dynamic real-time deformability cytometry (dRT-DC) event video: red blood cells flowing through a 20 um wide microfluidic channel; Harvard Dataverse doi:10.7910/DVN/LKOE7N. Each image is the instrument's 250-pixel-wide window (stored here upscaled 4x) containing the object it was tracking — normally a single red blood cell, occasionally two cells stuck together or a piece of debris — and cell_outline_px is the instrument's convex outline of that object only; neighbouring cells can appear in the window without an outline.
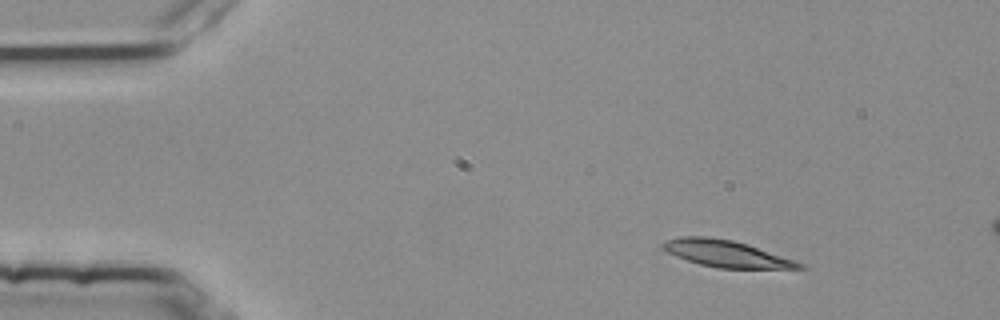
{"species": "common noctule bat (a hibernating species)", "species_latin": "Nyctalus noctula", "temperature_condition": "room temperature", "stored_images_in_passage": 4, "camera_frame_rate_fps": 3000, "um_per_image_px": 0.085, "animal": {"sex": "female", "body_mass_g": 25.1}, "frame": {"image": 1, "passage_image": 2, "time_ms": 0.333, "image_size_px": [1000, 320], "cell_outline_px": [[808, 268], [720, 268], [700, 264], [676, 256], [660, 248], [660, 244], [664, 240], [680, 236], [708, 236], [732, 240], [748, 244], [804, 264]], "centroid_in_image_um": [61.66, 21.54], "position_along_channel_um": 23.3, "area_um2": 21.1}}